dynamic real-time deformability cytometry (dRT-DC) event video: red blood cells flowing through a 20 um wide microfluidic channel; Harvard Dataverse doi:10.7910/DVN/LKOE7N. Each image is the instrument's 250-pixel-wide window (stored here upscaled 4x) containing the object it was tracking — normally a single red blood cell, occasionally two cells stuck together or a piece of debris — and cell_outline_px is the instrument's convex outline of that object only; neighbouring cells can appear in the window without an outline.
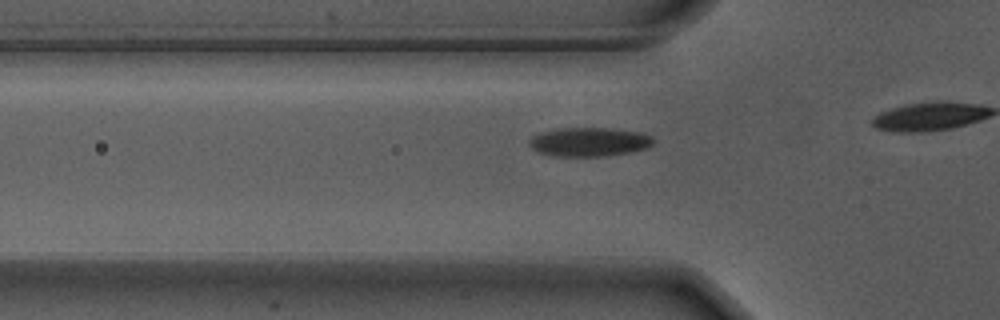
{"species": "Egyptian fruit bat (a non-hibernating species)", "species_latin": "Rousettus aegyptiacus", "temperature_condition": "warm", "stored_images_in_passage": 17, "camera_frame_rate_fps": 3000, "um_per_image_px": 0.085, "animal": {"sex": "male"}, "frame": {"image": 1, "passage_image": 12, "time_ms": 3.667, "image_size_px": [1000, 320], "cell_outline_px": [[652, 144], [644, 148], [628, 152], [600, 156], [552, 156], [540, 152], [532, 148], [528, 144], [528, 140], [532, 136], [540, 132], [560, 128], [608, 128], [640, 132], [652, 136]], "centroid_in_image_um": [50.02, 12.05], "position_along_channel_um": 75.8, "area_um2": 20.69}}
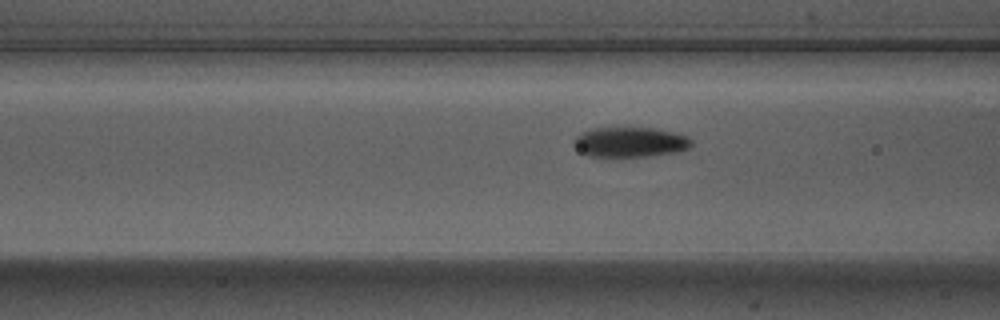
{"frame": {"image": 2, "passage_image": 15, "time_ms": 4.667, "image_size_px": [1000, 320], "cell_outline_px": [[692, 148], [680, 152], [648, 156], [588, 156], [580, 152], [572, 144], [576, 136], [580, 132], [592, 128], [652, 128], [676, 132], [688, 136], [692, 140]], "centroid_in_image_um": [53.59, 12.08], "position_along_channel_um": 113.0, "area_um2": 20.87}}